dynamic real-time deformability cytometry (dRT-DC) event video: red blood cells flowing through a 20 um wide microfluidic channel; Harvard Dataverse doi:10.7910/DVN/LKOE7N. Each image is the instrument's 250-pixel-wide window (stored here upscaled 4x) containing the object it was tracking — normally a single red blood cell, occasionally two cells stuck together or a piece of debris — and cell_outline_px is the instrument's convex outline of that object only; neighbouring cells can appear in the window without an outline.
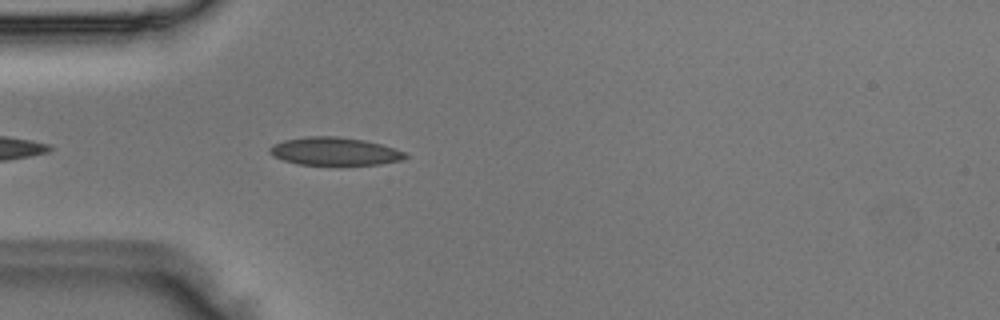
{"species": "Egyptian fruit bat (a non-hibernating species)", "species_latin": "Rousettus aegyptiacus", "temperature_condition": "room temperature", "stored_images_in_passage": 4, "camera_frame_rate_fps": 3000, "um_per_image_px": 0.085, "animal": {"sex": "male"}, "frame": {"image": 1, "passage_image": 4, "time_ms": 1.0, "image_size_px": [1000, 320], "cell_outline_px": [[408, 156], [400, 160], [380, 164], [296, 164], [284, 160], [268, 152], [268, 148], [284, 140], [304, 136], [336, 136], [364, 140], [380, 144], [404, 152]], "centroid_in_image_um": [28.41, 12.85], "position_along_channel_um": 56.6, "area_um2": 21.68}}